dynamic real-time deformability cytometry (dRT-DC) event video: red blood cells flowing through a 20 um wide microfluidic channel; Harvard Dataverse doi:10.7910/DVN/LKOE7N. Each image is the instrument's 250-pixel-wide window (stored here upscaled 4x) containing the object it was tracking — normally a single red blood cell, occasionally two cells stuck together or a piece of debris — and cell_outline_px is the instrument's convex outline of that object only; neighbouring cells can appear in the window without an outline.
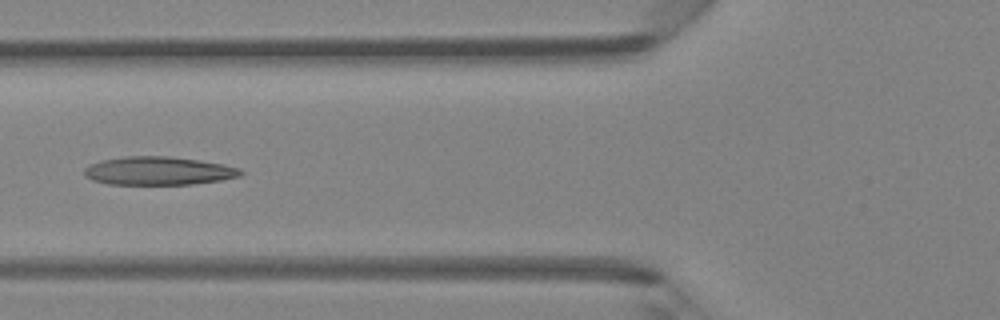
{"species": "Egyptian fruit bat (a non-hibernating species)", "species_latin": "Rousettus aegyptiacus", "temperature_condition": "room temperature", "stored_images_in_passage": 5, "camera_frame_rate_fps": 3000, "um_per_image_px": 0.085, "animal": {"sex": "female"}, "frame": {"image": 1, "passage_image": 5, "time_ms": 4.333, "image_size_px": [1000, 320], "cell_outline_px": [[244, 172], [240, 176], [220, 180], [192, 184], [108, 184], [92, 180], [84, 176], [84, 168], [88, 164], [100, 160], [124, 156], [168, 156], [224, 164], [240, 168]], "centroid_in_image_um": [13.43, 14.52], "position_along_channel_um": 112.4, "area_um2": 25.89}}